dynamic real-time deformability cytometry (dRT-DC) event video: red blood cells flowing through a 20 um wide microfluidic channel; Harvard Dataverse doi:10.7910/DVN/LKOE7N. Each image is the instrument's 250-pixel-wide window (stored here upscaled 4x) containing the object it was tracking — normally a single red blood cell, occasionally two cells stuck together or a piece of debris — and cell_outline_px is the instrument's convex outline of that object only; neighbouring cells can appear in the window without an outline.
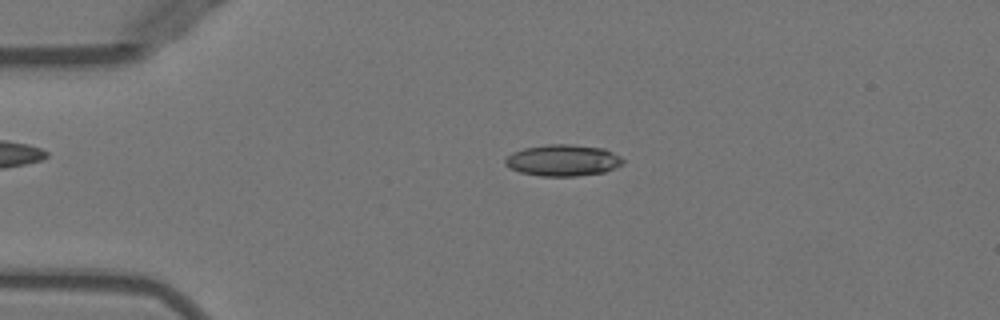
{"species": "Egyptian fruit bat (a non-hibernating species)", "species_latin": "Rousettus aegyptiacus", "temperature_condition": "warm", "stored_images_in_passage": 45, "camera_frame_rate_fps": 3000, "um_per_image_px": 0.085, "animal": {"sex": "female"}, "frame": {"image": 1, "passage_image": 6, "time_ms": 1.667, "image_size_px": [1000, 320], "cell_outline_px": [[624, 164], [616, 168], [604, 172], [576, 176], [540, 176], [520, 172], [508, 168], [504, 164], [504, 160], [512, 152], [524, 148], [548, 144], [572, 144], [604, 148], [620, 156], [624, 160]], "centroid_in_image_um": [47.85, 13.63], "position_along_channel_um": 37.2, "area_um2": 21.79}}
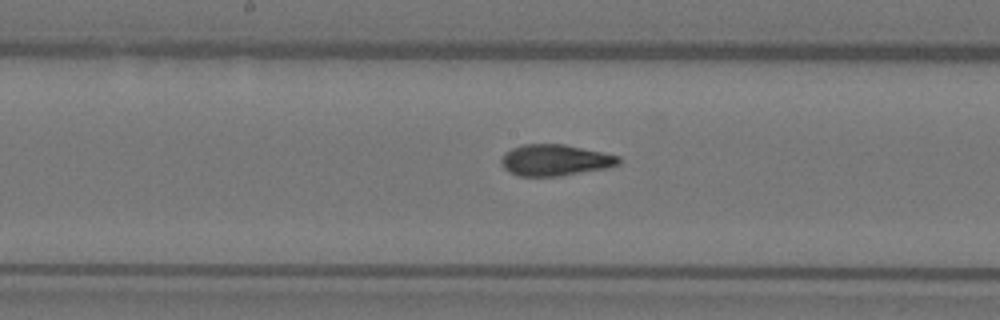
{"frame": {"image": 2, "passage_image": 21, "time_ms": 6.667, "image_size_px": [1000, 320], "cell_outline_px": [[620, 164], [608, 168], [560, 176], [516, 176], [504, 168], [500, 160], [504, 152], [512, 148], [524, 144], [564, 144], [620, 156]], "centroid_in_image_um": [47.17, 13.61], "position_along_channel_um": 201.0, "area_um2": 21.5}}
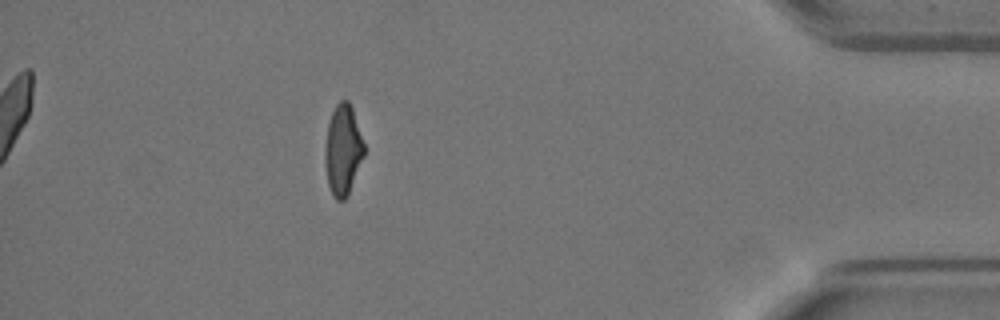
{"frame": {"image": 3, "passage_image": 40, "time_ms": 13.0, "image_size_px": [1000, 320], "cell_outline_px": [[364, 156], [348, 196], [344, 200], [336, 200], [328, 184], [324, 164], [324, 148], [328, 124], [332, 112], [336, 104], [340, 100], [348, 100], [352, 108], [364, 144]], "centroid_in_image_um": [29.13, 12.76], "position_along_channel_um": 406.1, "area_um2": 20.63}, "authors_computed_cell_mechanics": {"area_um2": 21.3282, "velocity_mm_per_s": 3.994, "shape_relaxation_time_tau1_ms": 7.9993, "shape_relaxation_time_tau2_ms": 1.4778, "deformation_change_tau1": 0.2447, "deformation_change_tau2": 0.0813}}